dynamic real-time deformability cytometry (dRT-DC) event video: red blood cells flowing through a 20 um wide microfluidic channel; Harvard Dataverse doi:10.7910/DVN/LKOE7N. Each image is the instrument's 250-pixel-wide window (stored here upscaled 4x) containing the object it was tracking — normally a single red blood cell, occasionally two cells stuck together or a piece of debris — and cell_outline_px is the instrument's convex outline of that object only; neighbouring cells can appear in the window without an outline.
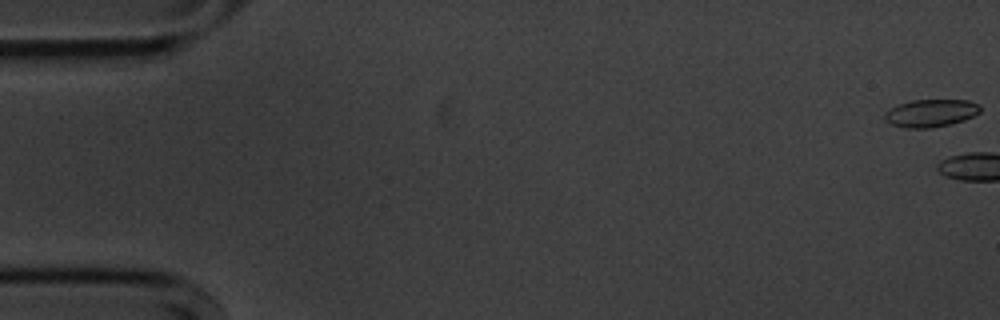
{"species": "common noctule bat (a hibernating species)", "species_latin": "Nyctalus noctula", "temperature_condition": "cold", "stored_images_in_passage": 4, "camera_frame_rate_fps": 3000, "um_per_image_px": 0.085, "animal": {"sex": "male", "body_mass_g": 20.1, "forearm_length_mm": 53.5}, "frame": {"image": 1, "passage_image": 1, "time_ms": 0.0, "image_size_px": [1000, 320], "cell_outline_px": [[980, 112], [964, 120], [932, 128], [904, 128], [892, 124], [884, 120], [884, 112], [900, 104], [912, 100], [968, 100], [980, 104]], "centroid_in_image_um": [79.11, 9.61], "position_along_channel_um": 5.9, "area_um2": 15.32}}